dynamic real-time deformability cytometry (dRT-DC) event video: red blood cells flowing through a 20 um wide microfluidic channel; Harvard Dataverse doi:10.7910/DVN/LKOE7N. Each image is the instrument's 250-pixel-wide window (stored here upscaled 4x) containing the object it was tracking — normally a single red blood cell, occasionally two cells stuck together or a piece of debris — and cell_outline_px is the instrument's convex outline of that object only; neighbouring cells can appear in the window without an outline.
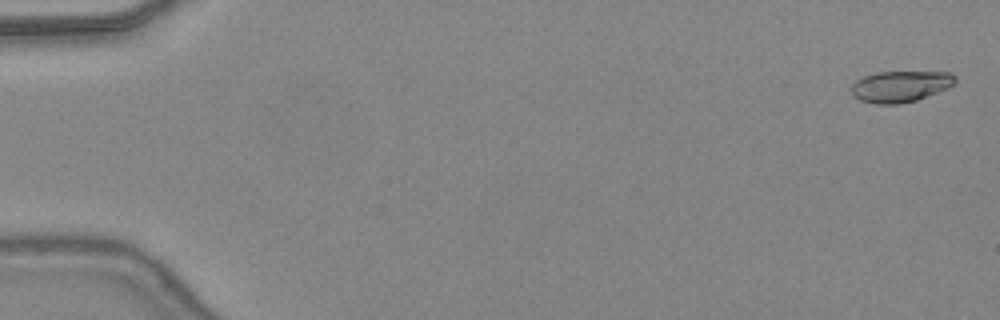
{"species": "common noctule bat (a hibernating species)", "species_latin": "Nyctalus noctula", "temperature_condition": "warm", "stored_images_in_passage": 48, "camera_frame_rate_fps": 3000, "um_per_image_px": 0.085, "animal": {"sex": "female", "body_mass_g": 24.6, "forearm_length_mm": 56.2}, "frame": {"image": 1, "passage_image": 2, "time_ms": 0.333, "image_size_px": [1000, 320], "cell_outline_px": [[956, 84], [948, 88], [916, 100], [900, 104], [876, 104], [860, 100], [852, 96], [852, 84], [856, 80], [864, 76], [876, 72], [948, 72], [956, 76]], "centroid_in_image_um": [76.54, 7.34], "position_along_channel_um": 8.5, "area_um2": 18.96}}
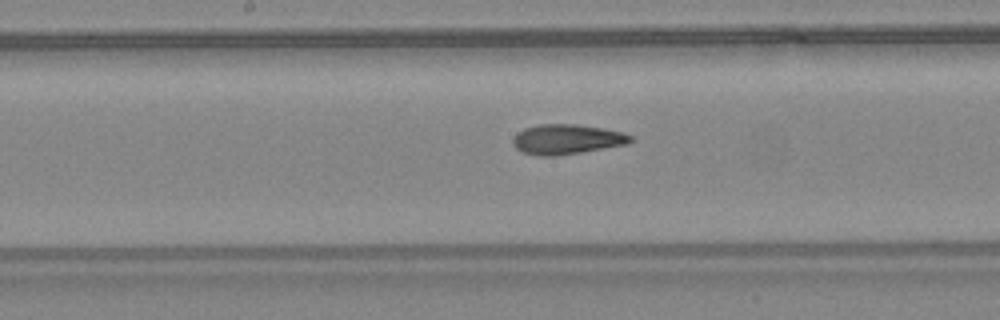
{"frame": {"image": 2, "passage_image": 26, "time_ms": 8.333, "image_size_px": [1000, 320], "cell_outline_px": [[632, 140], [628, 144], [556, 156], [536, 156], [524, 152], [516, 148], [512, 144], [512, 140], [524, 128], [540, 124], [576, 124], [604, 128], [624, 132], [632, 136]], "centroid_in_image_um": [48.2, 11.84], "position_along_channel_um": 200.0, "area_um2": 20.46}}
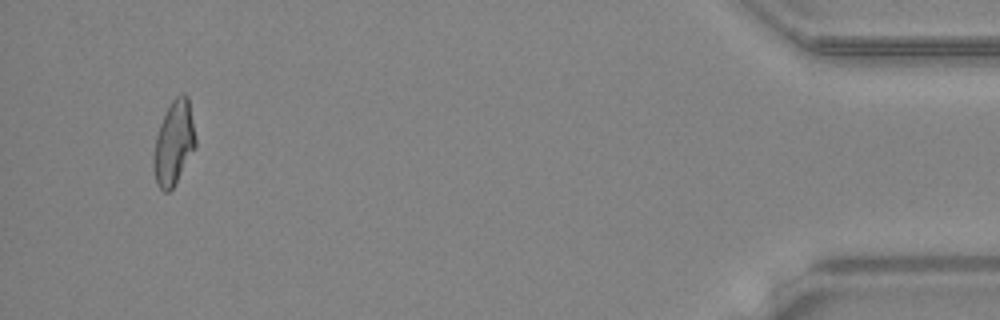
{"frame": {"image": 3, "passage_image": 46, "time_ms": 15.0, "image_size_px": [1000, 320], "cell_outline_px": [[196, 148], [172, 188], [168, 192], [164, 192], [156, 184], [152, 164], [152, 160], [156, 136], [160, 124], [172, 100], [176, 96], [184, 92], [188, 96], [196, 140]], "centroid_in_image_um": [14.77, 12.16], "position_along_channel_um": 420.4, "area_um2": 20.52}, "authors_computed_cell_mechanics": {"area_um2": 19.9988, "velocity_mm_per_s": 4.4396, "shape_relaxation_time_tau1_ms": null, "shape_relaxation_time_tau2_ms": 2.3558, "deformation_change_tau1": null, "deformation_change_tau2": 0.106}}